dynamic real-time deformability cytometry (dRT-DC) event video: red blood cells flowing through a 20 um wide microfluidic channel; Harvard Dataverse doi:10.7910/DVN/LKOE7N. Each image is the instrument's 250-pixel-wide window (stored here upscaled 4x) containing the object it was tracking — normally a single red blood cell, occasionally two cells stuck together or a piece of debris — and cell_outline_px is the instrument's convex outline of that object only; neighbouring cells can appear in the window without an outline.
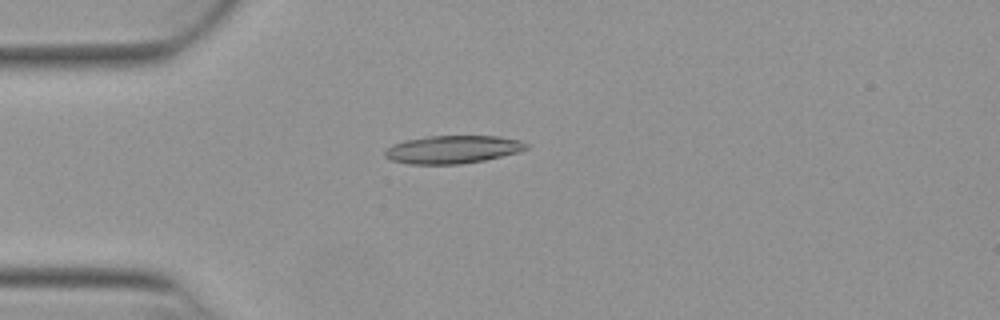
{"species": "Egyptian fruit bat (a non-hibernating species)", "species_latin": "Rousettus aegyptiacus", "temperature_condition": "warm", "stored_images_in_passage": 28, "camera_frame_rate_fps": 3000, "um_per_image_px": 0.085, "animal": {"sex": "female"}, "frame": {"image": 1, "passage_image": 5, "time_ms": 1.333, "image_size_px": [1000, 320], "cell_outline_px": [[528, 148], [520, 152], [484, 160], [460, 164], [408, 164], [392, 160], [384, 156], [384, 152], [392, 144], [404, 140], [428, 136], [500, 136], [524, 140], [528, 144]], "centroid_in_image_um": [38.52, 12.69], "position_along_channel_um": 46.5, "area_um2": 23.24}}
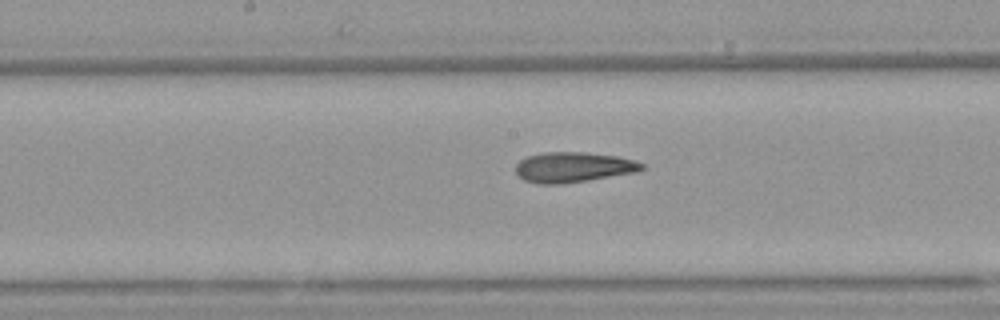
{"frame": {"image": 2, "passage_image": 18, "time_ms": 5.667, "image_size_px": [1000, 320], "cell_outline_px": [[644, 168], [636, 172], [588, 180], [560, 184], [540, 184], [524, 180], [516, 172], [516, 164], [520, 160], [528, 156], [544, 152], [584, 152], [616, 156], [632, 160], [644, 164]], "centroid_in_image_um": [48.71, 14.21], "position_along_channel_um": 199.5, "area_um2": 22.02}}
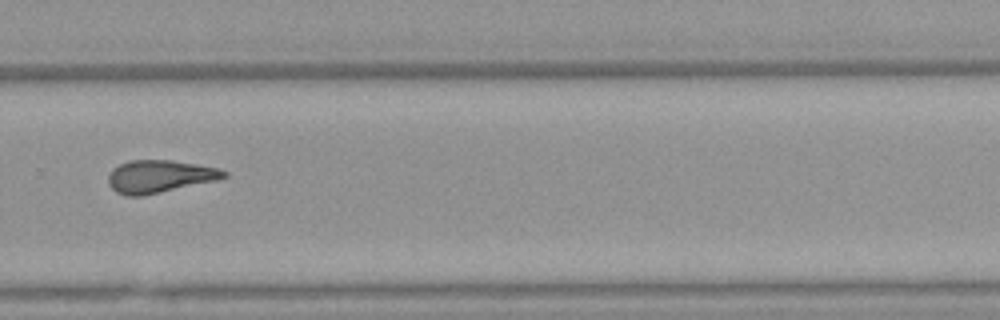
{"frame": {"image": 3, "passage_image": 27, "time_ms": 8.667, "image_size_px": [1000, 320], "cell_outline_px": [[228, 176], [220, 180], [140, 196], [128, 196], [116, 192], [108, 184], [108, 176], [112, 168], [128, 160], [172, 160], [220, 168], [228, 172]], "centroid_in_image_um": [13.59, 14.99], "position_along_channel_um": 316.2, "area_um2": 22.14}}